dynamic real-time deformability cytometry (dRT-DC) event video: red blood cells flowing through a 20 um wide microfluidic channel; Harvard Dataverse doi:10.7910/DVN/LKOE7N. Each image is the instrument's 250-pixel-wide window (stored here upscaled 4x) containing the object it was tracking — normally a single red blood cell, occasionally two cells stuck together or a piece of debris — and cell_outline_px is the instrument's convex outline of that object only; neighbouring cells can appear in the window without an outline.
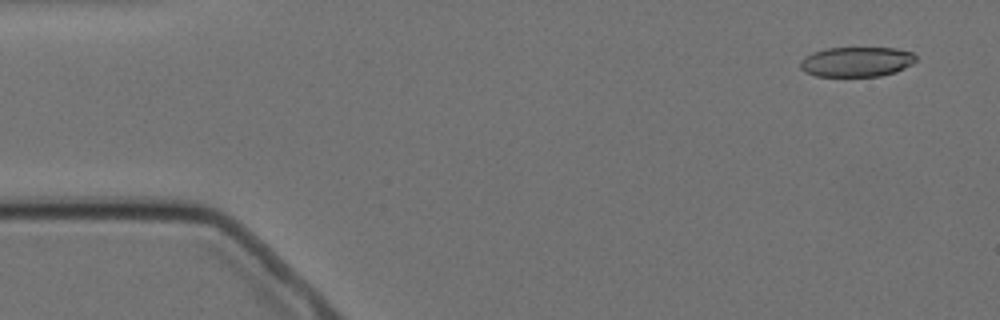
{"species": "Egyptian fruit bat (a non-hibernating species)", "species_latin": "Rousettus aegyptiacus", "temperature_condition": "cold", "stored_images_in_passage": 9, "camera_frame_rate_fps": 3000, "um_per_image_px": 0.085, "animal": {"sex": "female"}, "frame": {"image": 1, "passage_image": 1, "time_ms": 0.0, "image_size_px": [1000, 320], "cell_outline_px": [[916, 60], [912, 64], [896, 72], [880, 76], [816, 76], [804, 72], [800, 68], [800, 60], [804, 56], [812, 52], [824, 48], [896, 48], [912, 52], [916, 56]], "centroid_in_image_um": [72.78, 5.25], "position_along_channel_um": 12.2, "area_um2": 20.35}}
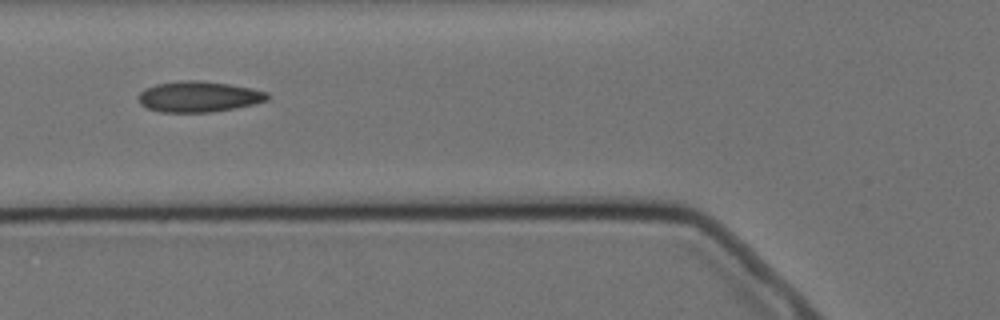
{"frame": {"image": 2, "passage_image": 6, "time_ms": 5.667, "image_size_px": [1000, 320], "cell_outline_px": [[268, 100], [256, 104], [236, 108], [212, 112], [160, 112], [148, 108], [140, 104], [136, 96], [144, 88], [156, 84], [180, 80], [196, 80], [228, 84], [252, 88], [268, 92]], "centroid_in_image_um": [16.87, 8.22], "position_along_channel_um": 108.9, "area_um2": 23.35}}
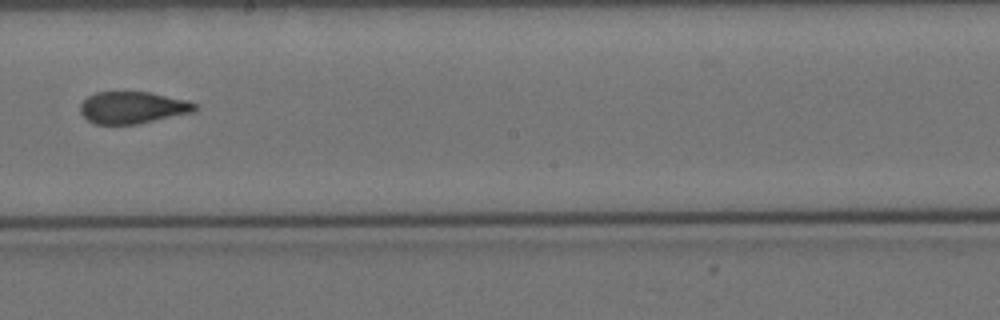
{"frame": {"image": 3, "passage_image": 9, "time_ms": 9.333, "image_size_px": [1000, 320], "cell_outline_px": [[196, 108], [192, 112], [136, 124], [92, 124], [80, 112], [80, 104], [88, 96], [96, 92], [148, 92], [188, 100], [196, 104]], "centroid_in_image_um": [11.23, 9.14], "position_along_channel_um": 237.0, "area_um2": 21.15}}